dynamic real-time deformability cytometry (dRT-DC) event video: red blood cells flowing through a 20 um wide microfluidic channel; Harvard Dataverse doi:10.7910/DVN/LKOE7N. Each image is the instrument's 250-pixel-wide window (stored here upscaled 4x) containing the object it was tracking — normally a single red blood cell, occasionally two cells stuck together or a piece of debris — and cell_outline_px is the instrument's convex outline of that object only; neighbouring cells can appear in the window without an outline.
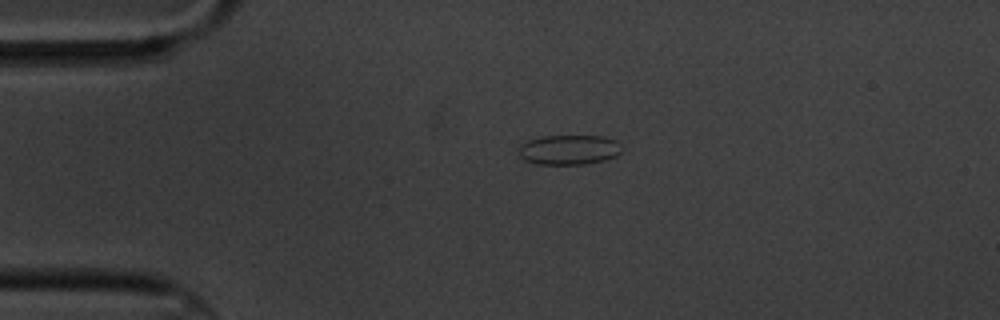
{"species": "common noctule bat (a hibernating species)", "species_latin": "Nyctalus noctula", "temperature_condition": "cold", "stored_images_in_passage": 2, "camera_frame_rate_fps": 3000, "um_per_image_px": 0.085, "animal": {"sex": "male", "body_mass_g": 20.1, "forearm_length_mm": 53.5}, "frame": {"image": 1, "passage_image": 1, "time_ms": 0.0, "image_size_px": [1000, 320], "cell_outline_px": [[624, 148], [616, 156], [604, 160], [584, 164], [536, 164], [524, 160], [520, 156], [520, 144], [528, 140], [544, 136], [604, 136], [616, 140]], "centroid_in_image_um": [48.39, 12.72], "position_along_channel_um": 36.6, "area_um2": 17.98}}